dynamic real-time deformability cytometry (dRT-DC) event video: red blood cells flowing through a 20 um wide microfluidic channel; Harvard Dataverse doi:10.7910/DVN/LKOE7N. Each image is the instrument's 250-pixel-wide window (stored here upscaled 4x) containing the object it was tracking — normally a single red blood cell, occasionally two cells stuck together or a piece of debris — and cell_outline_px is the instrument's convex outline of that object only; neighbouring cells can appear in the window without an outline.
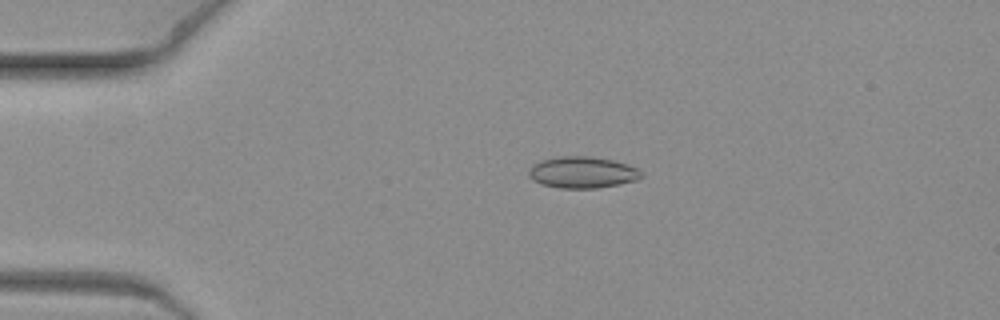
{"species": "common noctule bat (a hibernating species)", "species_latin": "Nyctalus noctula", "temperature_condition": "warm", "stored_images_in_passage": 3, "camera_frame_rate_fps": 3000, "um_per_image_px": 0.085, "animal": {"sex": "female", "body_mass_g": 19.3, "forearm_length_mm": 54.1}, "frame": {"image": 1, "passage_image": 1, "time_ms": 0.0, "image_size_px": [1000, 320], "cell_outline_px": [[644, 176], [636, 180], [596, 188], [560, 188], [540, 184], [532, 180], [528, 176], [528, 172], [532, 164], [544, 160], [560, 156], [592, 156], [612, 160], [628, 164], [636, 168]], "centroid_in_image_um": [49.47, 14.65], "position_along_channel_um": 35.5, "area_um2": 20.58}}